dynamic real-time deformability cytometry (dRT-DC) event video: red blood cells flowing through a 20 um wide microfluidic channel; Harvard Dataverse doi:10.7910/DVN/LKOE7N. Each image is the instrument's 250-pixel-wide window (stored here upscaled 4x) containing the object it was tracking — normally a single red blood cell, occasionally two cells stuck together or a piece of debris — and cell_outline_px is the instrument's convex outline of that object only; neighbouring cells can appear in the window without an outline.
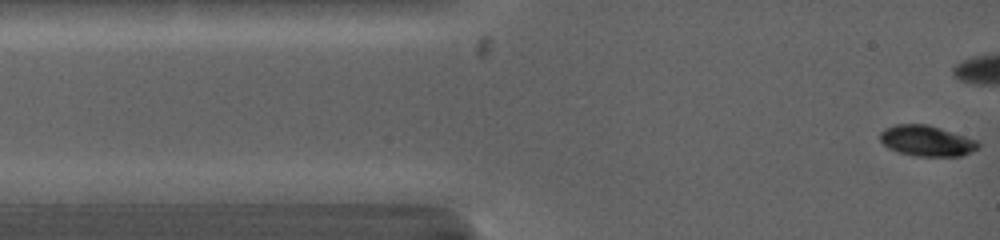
{"species": "common noctule bat (a hibernating species)", "species_latin": "Nyctalus noctula", "temperature_condition": "warm", "stored_images_in_passage": 7, "camera_frame_rate_fps": 5000, "um_per_image_px": 0.085, "animal": {"sex": "female", "body_mass_g": 19.0, "forearm_length_mm": 53.3}, "frame": {"image": 1, "passage_image": 1, "time_ms": 0.0, "image_size_px": [1000, 240], "cell_outline_px": [[980, 148], [964, 156], [916, 156], [900, 152], [888, 148], [880, 140], [880, 132], [884, 128], [896, 124], [928, 124], [976, 140], [980, 144]], "centroid_in_image_um": [78.78, 11.97], "position_along_channel_um": 6.2, "area_um2": 17.57}}
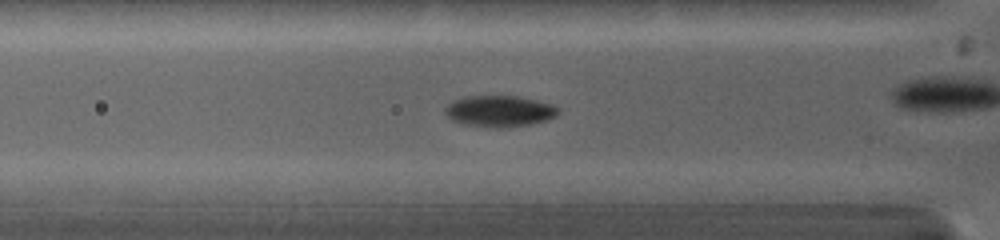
{"frame": {"image": 2, "passage_image": 5, "time_ms": 3.2, "image_size_px": [1000, 240], "cell_outline_px": [[560, 112], [556, 116], [548, 120], [532, 124], [504, 128], [496, 128], [464, 124], [452, 120], [444, 112], [444, 108], [452, 100], [464, 96], [520, 96], [552, 104], [560, 108]], "centroid_in_image_um": [42.48, 9.44], "position_along_channel_um": 83.3, "area_um2": 20.92}}